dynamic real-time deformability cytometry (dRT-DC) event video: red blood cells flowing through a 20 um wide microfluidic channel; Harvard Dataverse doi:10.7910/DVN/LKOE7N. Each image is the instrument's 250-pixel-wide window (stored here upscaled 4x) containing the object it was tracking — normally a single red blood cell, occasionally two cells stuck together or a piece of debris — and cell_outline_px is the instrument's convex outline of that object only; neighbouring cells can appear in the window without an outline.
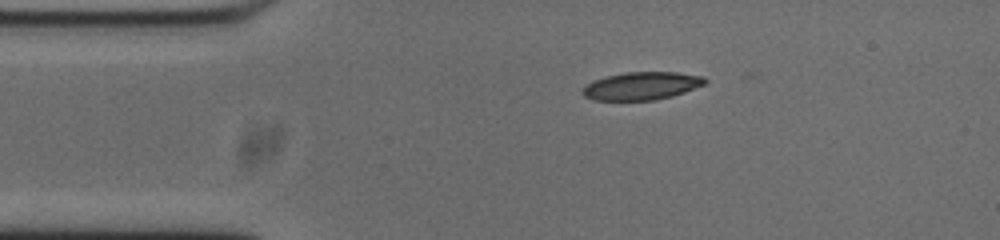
{"species": "common noctule bat (a hibernating species)", "species_latin": "Nyctalus noctula", "temperature_condition": "cold", "stored_images_in_passage": 45, "camera_frame_rate_fps": 3000, "um_per_image_px": 0.085, "animal": {"sex": "male", "body_mass_g": 20.0, "forearm_length_mm": 53.3}, "frame": {"image": 1, "passage_image": 1, "time_ms": 0.0, "image_size_px": [1000, 240], "cell_outline_px": [[708, 80], [704, 84], [684, 92], [672, 96], [656, 100], [592, 100], [584, 96], [580, 92], [580, 88], [584, 84], [592, 80], [624, 72], [676, 72], [704, 76]], "centroid_in_image_um": [54.48, 7.3], "position_along_channel_um": 30.5, "area_um2": 20.11}}
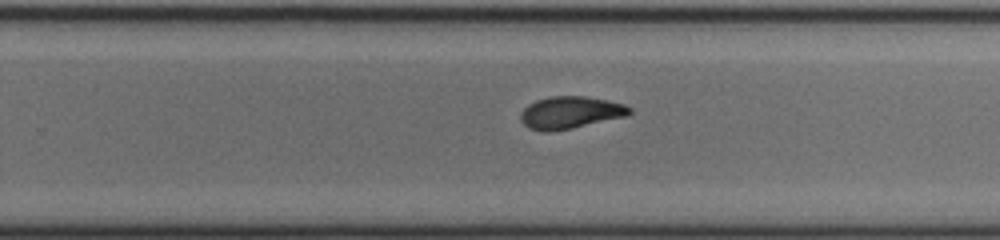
{"frame": {"image": 2, "passage_image": 24, "time_ms": 7.667, "image_size_px": [1000, 240], "cell_outline_px": [[632, 112], [628, 116], [572, 128], [548, 132], [544, 132], [528, 128], [520, 120], [520, 112], [528, 104], [536, 100], [548, 96], [584, 96], [608, 100], [624, 104], [632, 108]], "centroid_in_image_um": [48.47, 9.56], "position_along_channel_um": 281.3, "area_um2": 20.69}}
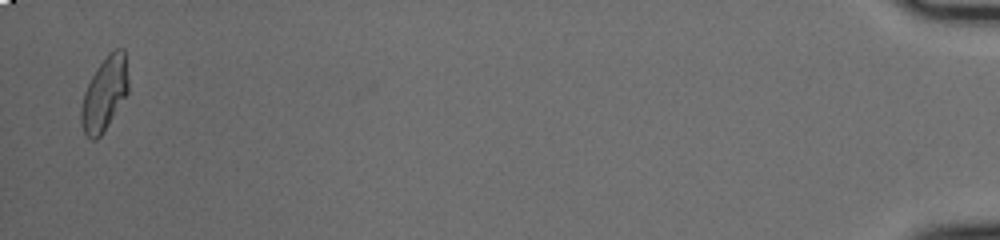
{"frame": {"image": 3, "passage_image": 44, "time_ms": 14.333, "image_size_px": [1000, 240], "cell_outline_px": [[128, 92], [104, 132], [96, 140], [92, 140], [84, 132], [80, 124], [80, 108], [84, 92], [96, 68], [108, 52], [116, 48], [124, 48], [128, 80]], "centroid_in_image_um": [8.87, 7.97], "position_along_channel_um": 426.3, "area_um2": 20.35}, "authors_computed_cell_mechanics": {"area_um2": 20.3456, "velocity_mm_per_s": 3.728, "shape_relaxation_time_tau1_ms": 7.8354, "shape_relaxation_time_tau2_ms": 3.5833, "deformation_change_tau1": 0.2433, "deformation_change_tau2": 0.0984}}